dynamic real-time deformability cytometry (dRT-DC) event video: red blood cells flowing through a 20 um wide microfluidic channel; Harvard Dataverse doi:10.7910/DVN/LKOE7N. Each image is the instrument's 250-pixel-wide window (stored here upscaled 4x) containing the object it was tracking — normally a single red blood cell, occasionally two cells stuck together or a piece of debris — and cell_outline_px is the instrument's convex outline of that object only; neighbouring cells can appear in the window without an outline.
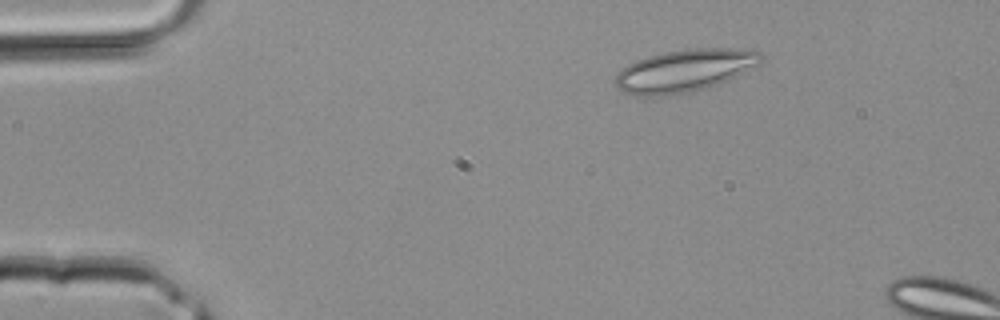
{"species": "common noctule bat (a hibernating species)", "species_latin": "Nyctalus noctula", "temperature_condition": "room temperature", "stored_images_in_passage": 6, "camera_frame_rate_fps": 3000, "um_per_image_px": 0.085, "animal": {"sex": "male", "body_mass_g": 20.4}, "frame": {"image": 1, "passage_image": 2, "time_ms": 0.333, "image_size_px": [1000, 320], "cell_outline_px": [[764, 60], [760, 64], [724, 80], [688, 92], [664, 96], [636, 96], [624, 92], [616, 88], [616, 72], [628, 64], [636, 60], [648, 56], [664, 52], [696, 48], [752, 48], [760, 52], [764, 56]], "centroid_in_image_um": [58.17, 5.98], "position_along_channel_um": 26.8, "area_um2": 35.78}}